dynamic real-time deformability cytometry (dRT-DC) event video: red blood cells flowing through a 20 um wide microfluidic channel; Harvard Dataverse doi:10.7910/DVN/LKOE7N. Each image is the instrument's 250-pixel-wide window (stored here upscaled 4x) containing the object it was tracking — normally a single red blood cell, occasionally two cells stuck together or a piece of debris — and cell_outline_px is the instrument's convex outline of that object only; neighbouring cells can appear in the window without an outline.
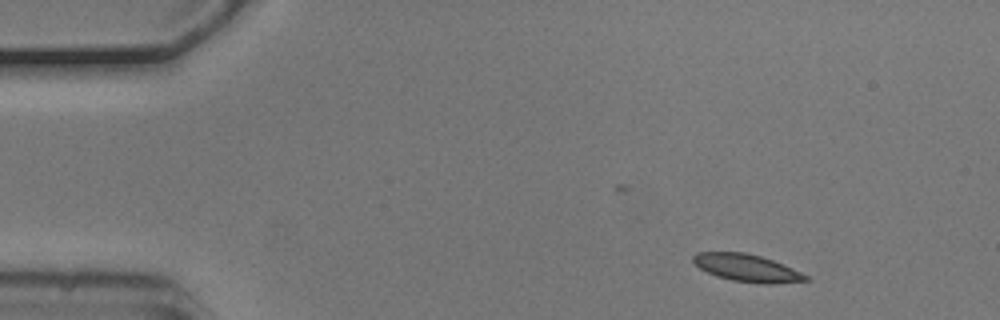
{"species": "common noctule bat (a hibernating species)", "species_latin": "Nyctalus noctula", "temperature_condition": "cold", "stored_images_in_passage": 5, "camera_frame_rate_fps": 3000, "um_per_image_px": 0.085, "animal": {"sex": "male", "body_mass_g": 20.5, "forearm_length_mm": 52.5}, "frame": {"image": 1, "passage_image": 1, "time_ms": 0.0, "image_size_px": [1000, 320], "cell_outline_px": [[812, 280], [772, 284], [760, 284], [732, 280], [716, 276], [700, 268], [692, 260], [692, 256], [696, 252], [744, 252], [760, 256], [772, 260], [792, 268], [808, 276]], "centroid_in_image_um": [63.49, 22.78], "position_along_channel_um": 21.5, "area_um2": 17.92}}
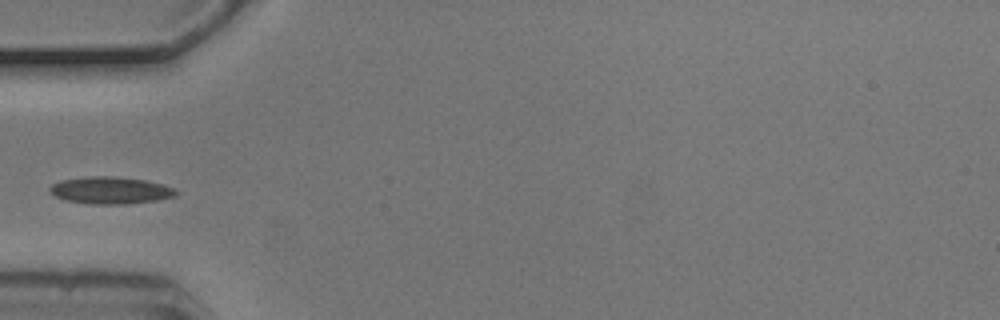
{"frame": {"image": 2, "passage_image": 4, "time_ms": 1.0, "image_size_px": [1000, 320], "cell_outline_px": [[180, 192], [176, 196], [156, 200], [124, 204], [92, 204], [64, 200], [48, 192], [48, 188], [52, 184], [64, 180], [88, 176], [116, 176], [144, 180], [164, 184], [176, 188]], "centroid_in_image_um": [9.42, 16.17], "position_along_channel_um": 75.6, "area_um2": 20.06}}